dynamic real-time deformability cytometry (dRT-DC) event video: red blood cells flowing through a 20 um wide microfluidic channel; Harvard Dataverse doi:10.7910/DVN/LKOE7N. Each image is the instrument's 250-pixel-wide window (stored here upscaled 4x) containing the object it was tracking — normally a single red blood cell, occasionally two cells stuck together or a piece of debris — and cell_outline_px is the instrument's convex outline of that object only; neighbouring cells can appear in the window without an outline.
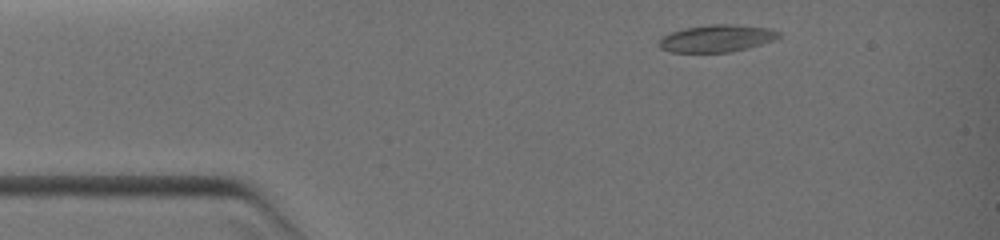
{"species": "common noctule bat (a hibernating species)", "species_latin": "Nyctalus noctula", "temperature_condition": "warm", "stored_images_in_passage": 2, "camera_frame_rate_fps": 3000, "um_per_image_px": 0.085, "animal": {"sex": "female", "body_mass_g": 19.0, "forearm_length_mm": 51.5}, "frame": {"image": 1, "passage_image": 1, "time_ms": 0.0, "image_size_px": [1000, 240], "cell_outline_px": [[780, 36], [776, 40], [748, 48], [728, 52], [668, 52], [660, 48], [656, 44], [664, 36], [672, 32], [684, 28], [712, 24], [736, 24], [772, 28], [780, 32]], "centroid_in_image_um": [60.95, 3.26], "position_along_channel_um": 24.0, "area_um2": 19.19}}